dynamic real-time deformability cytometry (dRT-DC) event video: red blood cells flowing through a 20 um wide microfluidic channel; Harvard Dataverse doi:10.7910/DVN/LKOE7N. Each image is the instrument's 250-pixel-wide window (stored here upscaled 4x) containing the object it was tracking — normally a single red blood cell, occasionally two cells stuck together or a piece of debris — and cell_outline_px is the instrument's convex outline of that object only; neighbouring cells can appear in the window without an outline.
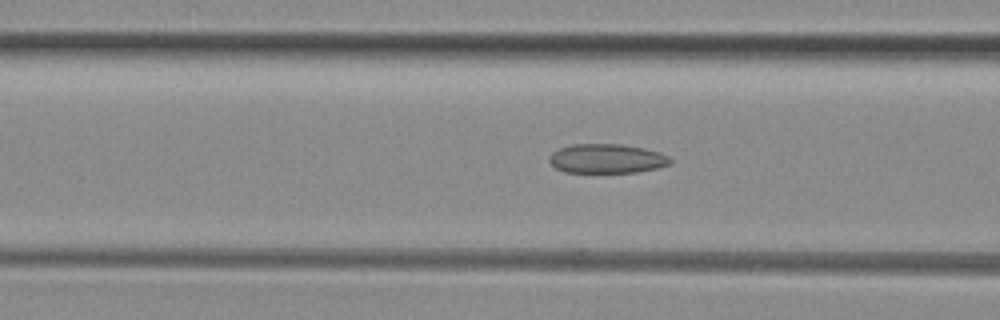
{"species": "common noctule bat (a hibernating species)", "species_latin": "Nyctalus noctula", "temperature_condition": "room temperature", "stored_images_in_passage": 50, "camera_frame_rate_fps": 3000, "um_per_image_px": 0.085, "animal": {"sex": "female", "body_mass_g": 29.2, "forearm_length_mm": 56.3}, "frame": {"image": 1, "passage_image": 19, "time_ms": 6.0, "image_size_px": [1000, 320], "cell_outline_px": [[672, 164], [656, 168], [636, 172], [564, 172], [556, 168], [548, 160], [552, 152], [560, 148], [572, 144], [620, 144], [644, 148], [660, 152], [668, 156], [672, 160]], "centroid_in_image_um": [51.59, 13.48], "position_along_channel_um": 115.0, "area_um2": 20.63}}
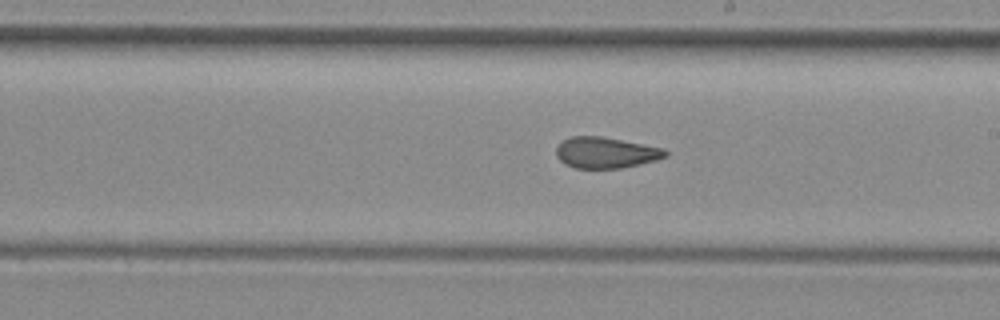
{"frame": {"image": 2, "passage_image": 28, "time_ms": 9.0, "image_size_px": [1000, 320], "cell_outline_px": [[668, 156], [656, 160], [620, 168], [576, 168], [564, 164], [556, 156], [556, 148], [564, 140], [572, 136], [600, 136], [664, 148], [668, 152]], "centroid_in_image_um": [51.49, 12.98], "position_along_channel_um": 237.5, "area_um2": 19.59}}
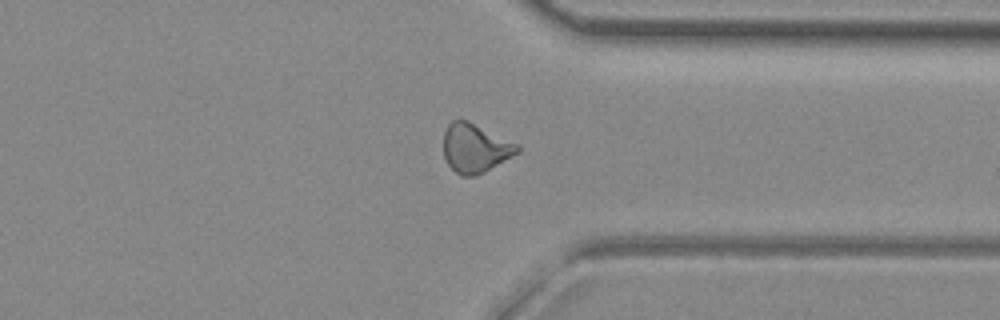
{"frame": {"image": 3, "passage_image": 38, "time_ms": 12.333, "image_size_px": [1000, 320], "cell_outline_px": [[520, 152], [484, 172], [476, 176], [460, 176], [448, 164], [444, 156], [444, 132], [448, 124], [452, 120], [468, 120], [520, 144]], "centroid_in_image_um": [40.41, 12.58], "position_along_channel_um": 371.0, "area_um2": 21.21}, "authors_computed_cell_mechanics": {"area_um2": 20.7502, "velocity_mm_per_s": 4.0859, "shape_relaxation_time_tau1_ms": null, "shape_relaxation_time_tau2_ms": 1.9272, "deformation_change_tau1": null, "deformation_change_tau2": 0.0857}}